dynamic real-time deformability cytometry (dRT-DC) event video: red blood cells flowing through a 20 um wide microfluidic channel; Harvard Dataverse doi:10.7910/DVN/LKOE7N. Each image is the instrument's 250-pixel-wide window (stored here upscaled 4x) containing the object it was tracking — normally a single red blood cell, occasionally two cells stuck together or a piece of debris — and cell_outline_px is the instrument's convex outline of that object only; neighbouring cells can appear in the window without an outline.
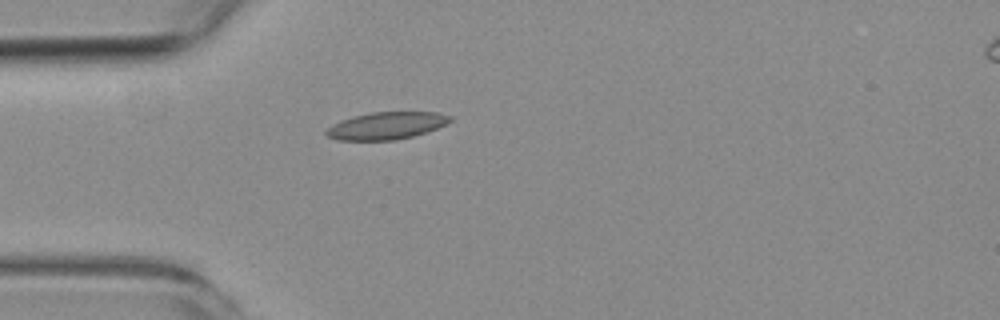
{"species": "common noctule bat (a hibernating species)", "species_latin": "Nyctalus noctula", "temperature_condition": "room temperature", "stored_images_in_passage": 5, "camera_frame_rate_fps": 3000, "um_per_image_px": 0.085, "animal": {"sex": "female", "body_mass_g": 19.3, "forearm_length_mm": 54.1}, "frame": {"image": 1, "passage_image": 5, "time_ms": 5.0, "image_size_px": [1000, 320], "cell_outline_px": [[452, 120], [436, 128], [412, 136], [396, 140], [336, 140], [328, 136], [324, 132], [332, 124], [340, 120], [352, 116], [368, 112], [436, 112], [452, 116]], "centroid_in_image_um": [32.8, 10.67], "position_along_channel_um": 52.2, "area_um2": 19.65}}